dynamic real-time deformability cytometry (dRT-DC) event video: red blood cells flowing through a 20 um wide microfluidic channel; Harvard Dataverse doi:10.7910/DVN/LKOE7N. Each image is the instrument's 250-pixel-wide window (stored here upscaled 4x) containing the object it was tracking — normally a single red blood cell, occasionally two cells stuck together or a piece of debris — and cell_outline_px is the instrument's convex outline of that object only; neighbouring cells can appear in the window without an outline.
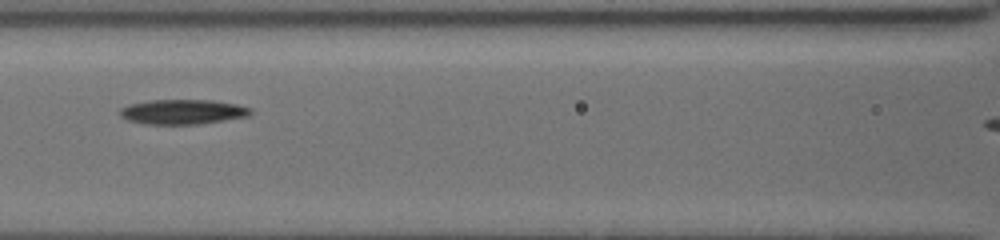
{"species": "common noctule bat (a hibernating species)", "species_latin": "Nyctalus noctula", "temperature_condition": "cold", "stored_images_in_passage": 7, "camera_frame_rate_fps": 3000, "um_per_image_px": 0.085, "animal": {"sex": "female", "body_mass_g": 19.5, "forearm_length_mm": 54.1}, "frame": {"image": 1, "passage_image": 5, "time_ms": 4.0, "image_size_px": [1000, 240], "cell_outline_px": [[252, 112], [248, 116], [224, 120], [196, 124], [144, 124], [128, 120], [120, 116], [120, 108], [128, 104], [152, 100], [212, 100], [236, 104], [252, 108]], "centroid_in_image_um": [15.51, 9.5], "position_along_channel_um": 151.1, "area_um2": 18.84}}